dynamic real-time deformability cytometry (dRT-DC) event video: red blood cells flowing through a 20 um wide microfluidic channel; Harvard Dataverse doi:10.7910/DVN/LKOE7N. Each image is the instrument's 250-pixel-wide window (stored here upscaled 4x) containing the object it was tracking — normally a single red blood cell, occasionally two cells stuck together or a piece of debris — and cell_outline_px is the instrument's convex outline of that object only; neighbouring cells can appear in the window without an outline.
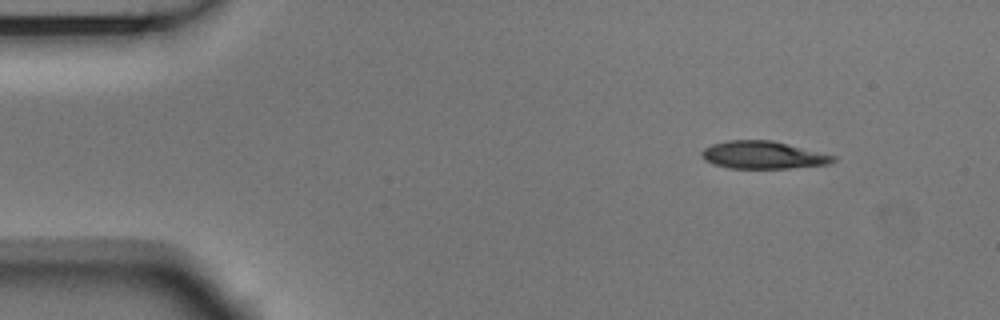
{"species": "Egyptian fruit bat (a non-hibernating species)", "species_latin": "Rousettus aegyptiacus", "temperature_condition": "room temperature", "stored_images_in_passage": 5, "camera_frame_rate_fps": 3000, "um_per_image_px": 0.085, "animal": {"sex": "male"}, "frame": {"image": 1, "passage_image": 1, "time_ms": 0.0, "image_size_px": [1000, 320], "cell_outline_px": [[836, 160], [832, 164], [788, 168], [728, 168], [712, 164], [704, 160], [700, 156], [700, 152], [704, 148], [712, 144], [728, 140], [772, 140], [836, 156]], "centroid_in_image_um": [64.83, 13.18], "position_along_channel_um": 20.2, "area_um2": 21.27}}
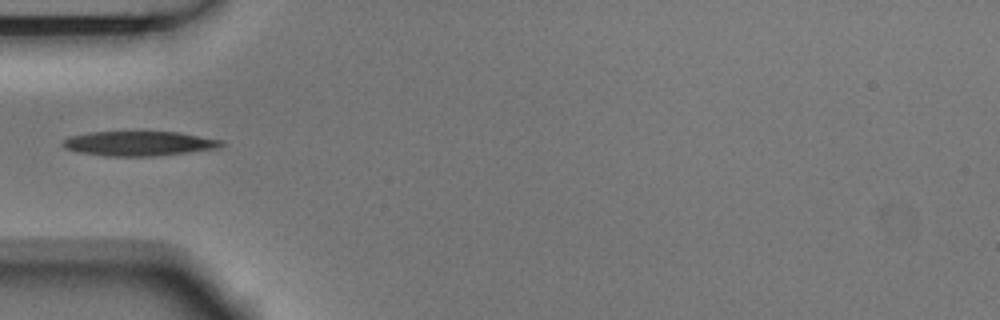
{"frame": {"image": 2, "passage_image": 4, "time_ms": 1.0, "image_size_px": [1000, 320], "cell_outline_px": [[224, 144], [220, 148], [156, 156], [108, 156], [76, 152], [64, 148], [60, 144], [68, 136], [92, 132], [180, 132], [224, 140]], "centroid_in_image_um": [11.82, 12.2], "position_along_channel_um": 73.2, "area_um2": 22.95}}
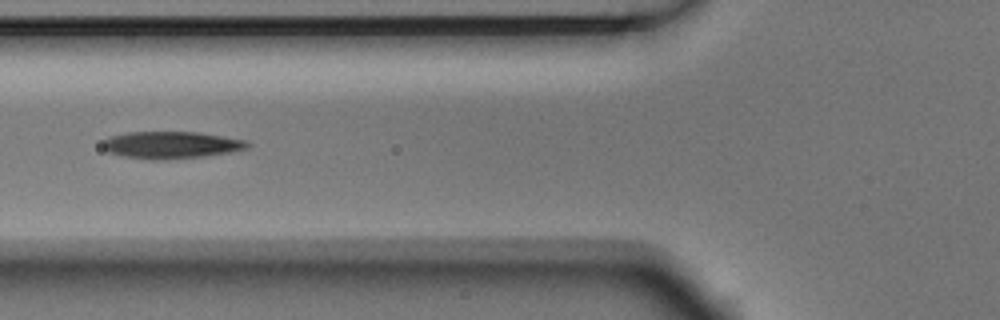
{"frame": {"image": 3, "passage_image": 5, "time_ms": 1.333, "image_size_px": [1000, 320], "cell_outline_px": [[252, 144], [248, 148], [232, 152], [204, 156], [160, 160], [152, 160], [124, 156], [108, 152], [104, 148], [104, 140], [108, 136], [128, 132], [196, 132], [248, 140]], "centroid_in_image_um": [14.59, 12.32], "position_along_channel_um": 111.2, "area_um2": 22.89}}